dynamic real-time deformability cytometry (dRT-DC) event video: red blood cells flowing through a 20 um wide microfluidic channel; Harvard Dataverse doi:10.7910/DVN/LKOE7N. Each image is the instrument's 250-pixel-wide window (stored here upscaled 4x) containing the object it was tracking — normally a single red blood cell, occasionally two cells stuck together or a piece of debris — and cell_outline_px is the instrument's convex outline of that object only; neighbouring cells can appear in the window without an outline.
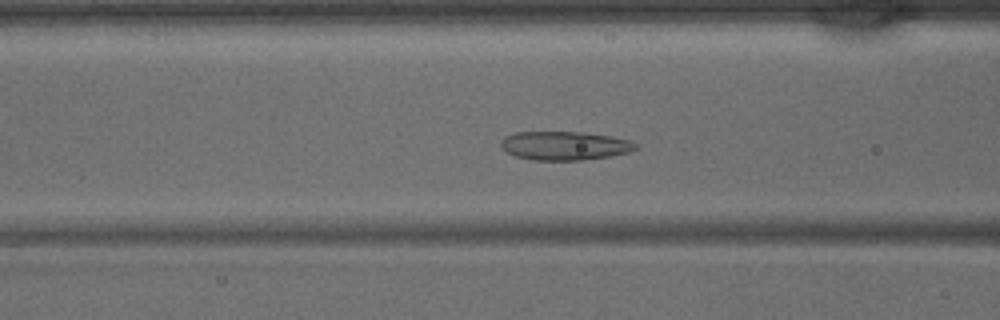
{"species": "common noctule bat (a hibernating species)", "species_latin": "Nyctalus noctula", "temperature_condition": "warm", "stored_images_in_passage": 33, "camera_frame_rate_fps": 3000, "um_per_image_px": 0.085, "animal": {"sex": "male", "body_mass_g": 15.6}, "frame": {"image": 1, "passage_image": 7, "time_ms": 2.0, "image_size_px": [1000, 320], "cell_outline_px": [[640, 144], [636, 148], [628, 152], [612, 156], [584, 160], [532, 160], [516, 156], [508, 152], [500, 144], [500, 140], [504, 136], [512, 132], [580, 132], [612, 136], [628, 140]], "centroid_in_image_um": [48.0, 12.38], "position_along_channel_um": 118.6, "area_um2": 22.66}}
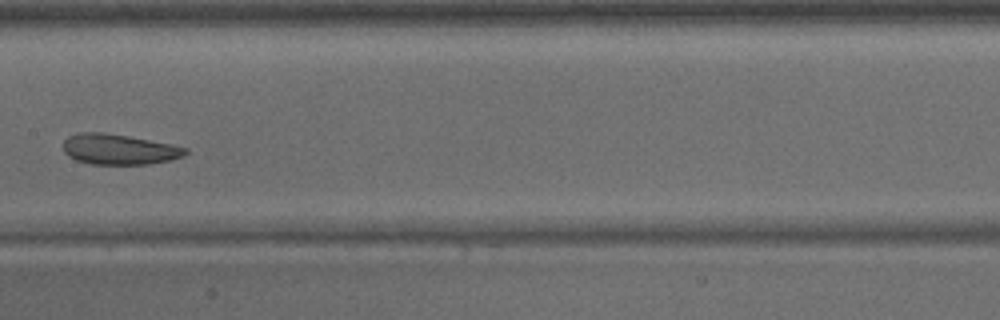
{"frame": {"image": 2, "passage_image": 12, "time_ms": 3.667, "image_size_px": [1000, 320], "cell_outline_px": [[188, 152], [184, 156], [172, 160], [148, 164], [88, 164], [76, 160], [68, 156], [64, 152], [64, 140], [68, 136], [80, 132], [104, 132], [128, 136], [172, 144], [188, 148]], "centroid_in_image_um": [10.13, 12.69], "position_along_channel_um": 197.3, "area_um2": 21.85}}
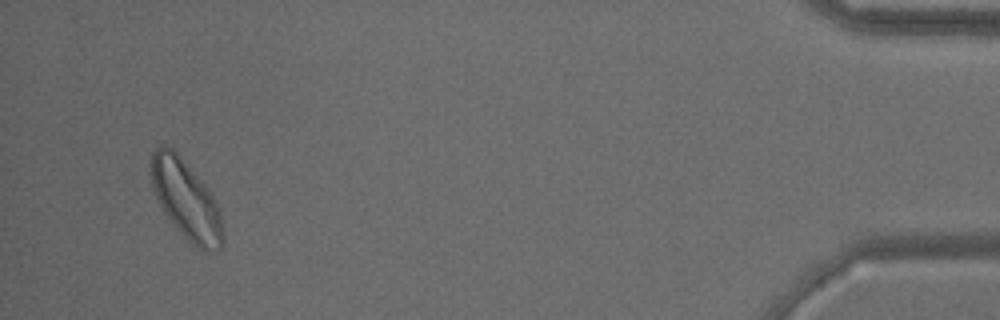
{"frame": {"image": 3, "passage_image": 31, "time_ms": 10.0, "image_size_px": [1000, 320], "cell_outline_px": [[224, 244], [216, 252], [204, 252], [192, 244], [180, 232], [168, 216], [160, 204], [152, 188], [148, 172], [148, 164], [152, 152], [160, 144], [164, 144], [172, 148], [180, 156], [208, 188], [220, 208], [224, 232]], "centroid_in_image_um": [15.82, 16.97], "position_along_channel_um": 419.4, "area_um2": 33.58}}